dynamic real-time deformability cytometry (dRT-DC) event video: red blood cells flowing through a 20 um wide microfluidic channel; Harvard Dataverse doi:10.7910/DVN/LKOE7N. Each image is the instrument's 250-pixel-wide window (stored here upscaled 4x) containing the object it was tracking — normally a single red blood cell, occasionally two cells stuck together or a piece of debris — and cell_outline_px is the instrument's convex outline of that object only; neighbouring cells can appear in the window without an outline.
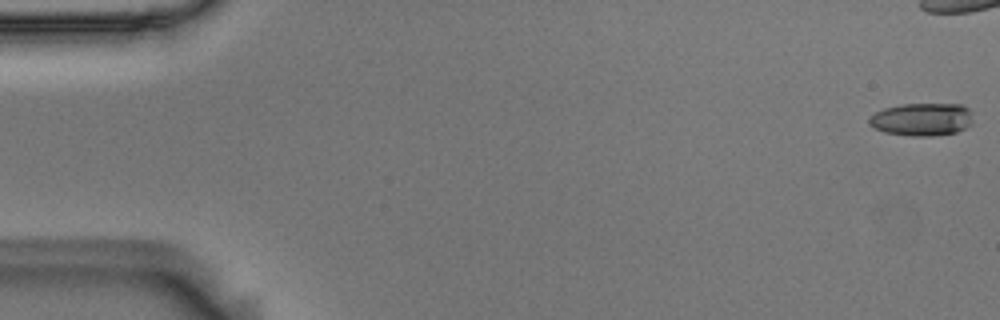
{"species": "Egyptian fruit bat (a non-hibernating species)", "species_latin": "Rousettus aegyptiacus", "temperature_condition": "room temperature", "stored_images_in_passage": 44, "camera_frame_rate_fps": 3000, "um_per_image_px": 0.085, "animal": {"sex": "male"}, "frame": {"image": 1, "passage_image": 1, "time_ms": 0.0, "image_size_px": [1000, 320], "cell_outline_px": [[972, 124], [956, 132], [936, 136], [912, 136], [884, 132], [868, 124], [868, 120], [876, 112], [884, 108], [900, 104], [960, 104], [968, 108], [972, 112]], "centroid_in_image_um": [78.38, 10.14], "position_along_channel_um": 6.6, "area_um2": 19.94}}
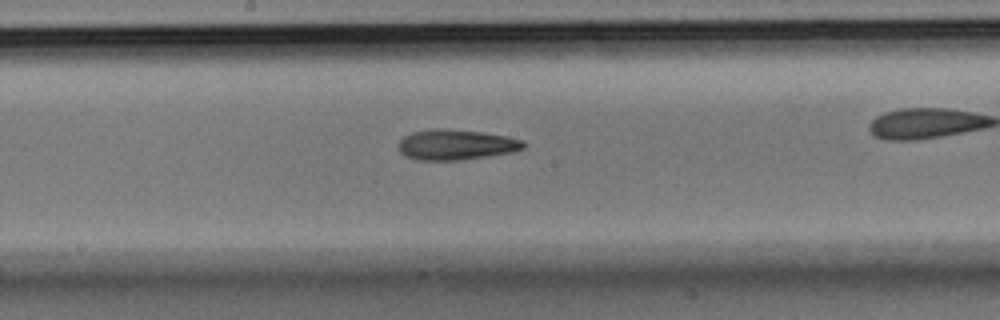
{"frame": {"image": 2, "passage_image": 29, "time_ms": 9.333, "image_size_px": [1000, 320], "cell_outline_px": [[528, 144], [524, 148], [516, 152], [464, 160], [416, 160], [404, 156], [396, 148], [396, 144], [404, 136], [412, 132], [432, 128], [448, 128], [480, 132], [508, 136], [524, 140]], "centroid_in_image_um": [38.77, 12.3], "position_along_channel_um": 209.4, "area_um2": 22.83}}
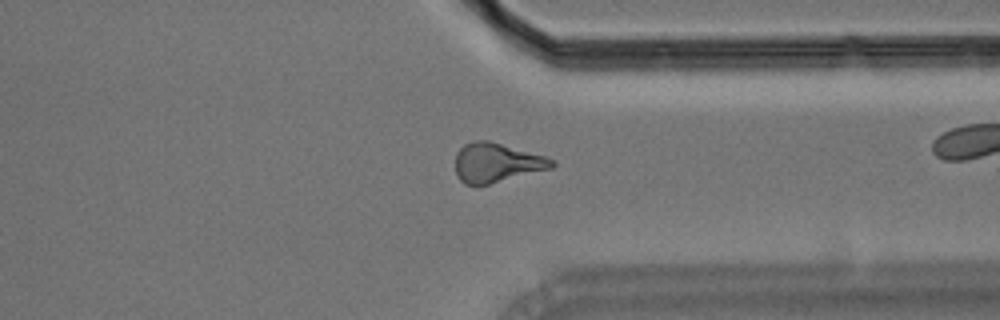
{"frame": {"image": 3, "passage_image": 42, "time_ms": 13.667, "image_size_px": [1000, 320], "cell_outline_px": [[556, 164], [552, 168], [476, 188], [464, 184], [456, 176], [456, 152], [464, 144], [472, 140], [488, 140], [544, 156], [556, 160]], "centroid_in_image_um": [42.18, 13.86], "position_along_channel_um": 369.2, "area_um2": 22.54}}